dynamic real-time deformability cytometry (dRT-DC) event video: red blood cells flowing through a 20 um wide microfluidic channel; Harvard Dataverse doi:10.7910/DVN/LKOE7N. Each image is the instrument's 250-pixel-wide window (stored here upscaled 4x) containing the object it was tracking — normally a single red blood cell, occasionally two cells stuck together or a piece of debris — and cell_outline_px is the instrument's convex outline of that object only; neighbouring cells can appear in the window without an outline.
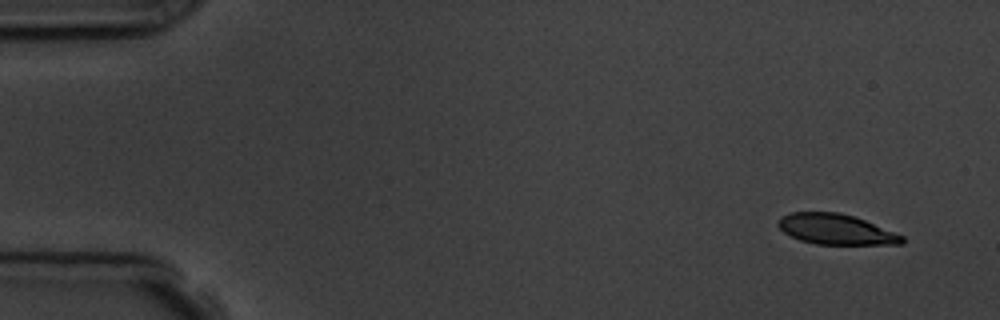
{"species": "common noctule bat (a hibernating species)", "species_latin": "Nyctalus noctula", "temperature_condition": "room temperature", "stored_images_in_passage": 5, "camera_frame_rate_fps": 3000, "um_per_image_px": 0.085, "animal": {"sex": "male", "body_mass_g": 19.5, "forearm_length_mm": 54.6}, "frame": {"image": 1, "passage_image": 1, "time_ms": 0.0, "image_size_px": [1000, 320], "cell_outline_px": [[904, 244], [816, 244], [800, 240], [784, 232], [776, 224], [780, 216], [792, 212], [840, 212], [864, 220], [904, 236]], "centroid_in_image_um": [71.02, 19.49], "position_along_channel_um": 14.0, "area_um2": 21.79}}
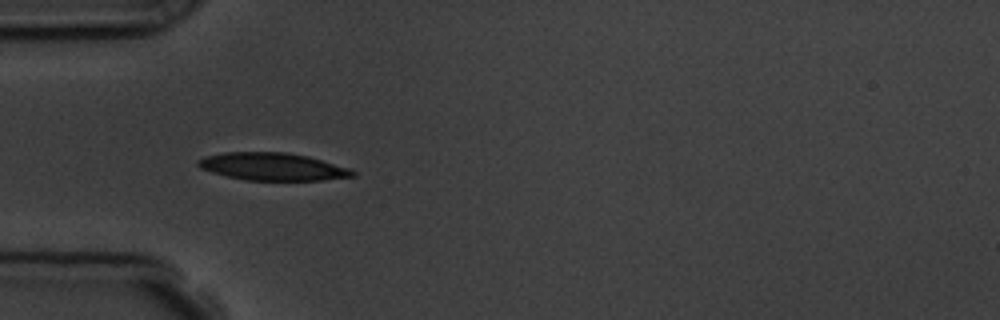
{"frame": {"image": 2, "passage_image": 4, "time_ms": 4.333, "image_size_px": [1000, 320], "cell_outline_px": [[356, 176], [320, 180], [244, 180], [212, 172], [200, 168], [196, 164], [196, 160], [204, 156], [224, 152], [288, 152], [308, 156], [348, 168], [356, 172]], "centroid_in_image_um": [23.13, 14.15], "position_along_channel_um": 61.9, "area_um2": 24.8}}